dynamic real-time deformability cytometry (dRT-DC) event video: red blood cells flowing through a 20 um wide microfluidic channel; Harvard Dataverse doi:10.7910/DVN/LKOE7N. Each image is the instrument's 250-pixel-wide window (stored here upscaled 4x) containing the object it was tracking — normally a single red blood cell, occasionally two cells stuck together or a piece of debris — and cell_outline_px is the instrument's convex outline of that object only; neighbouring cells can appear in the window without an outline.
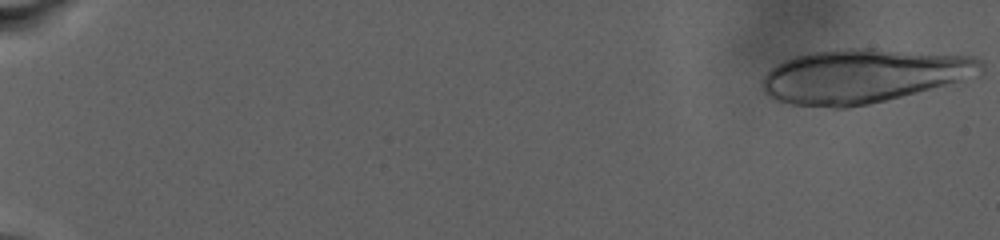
{"species": "human", "species_latin": "Homo sapiens", "temperature_condition": "warm", "stored_images_in_passage": 23, "camera_frame_rate_fps": 3000, "um_per_image_px": 0.085, "donor": {"sex": "male"}, "frame": {"image": 1, "passage_image": 1, "time_ms": 0.0, "image_size_px": [1000, 240], "cell_outline_px": [[984, 72], [980, 76], [868, 104], [848, 108], [832, 108], [792, 104], [776, 100], [768, 96], [760, 88], [760, 84], [764, 76], [772, 68], [784, 60], [796, 56], [812, 52], [836, 48], [872, 48], [976, 56], [984, 60]], "centroid_in_image_um": [73.42, 6.44], "position_along_channel_um": 11.6, "area_um2": 69.3}}